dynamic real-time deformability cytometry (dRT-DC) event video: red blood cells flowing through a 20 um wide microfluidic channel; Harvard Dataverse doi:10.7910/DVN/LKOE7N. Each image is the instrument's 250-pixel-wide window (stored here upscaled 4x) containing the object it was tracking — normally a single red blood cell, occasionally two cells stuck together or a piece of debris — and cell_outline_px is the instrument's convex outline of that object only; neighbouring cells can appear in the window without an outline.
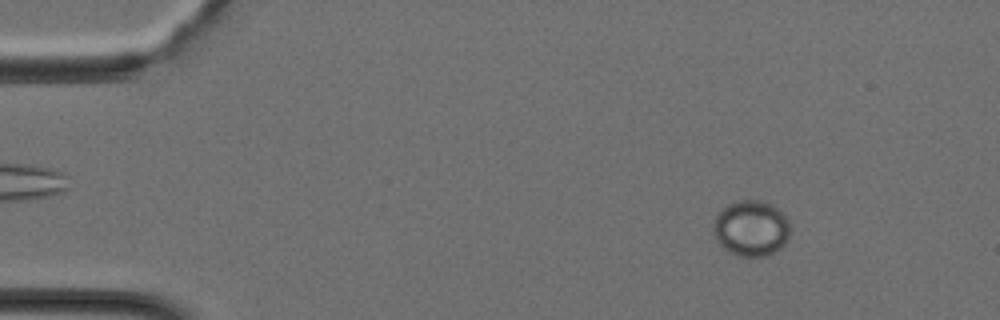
{"species": "Egyptian fruit bat (a non-hibernating species)", "species_latin": "Rousettus aegyptiacus", "temperature_condition": "cold", "stored_images_in_passage": 38, "camera_frame_rate_fps": 3000, "um_per_image_px": 0.085, "animal": {"sex": "female"}, "frame": {"image": 1, "passage_image": 5, "time_ms": 1.333, "image_size_px": [1000, 320], "cell_outline_px": [[788, 240], [780, 248], [768, 256], [736, 256], [728, 252], [716, 240], [712, 228], [712, 224], [716, 216], [728, 204], [736, 200], [760, 200], [772, 204], [784, 212], [788, 220]], "centroid_in_image_um": [63.84, 19.4], "position_along_channel_um": 21.2, "area_um2": 25.2}}
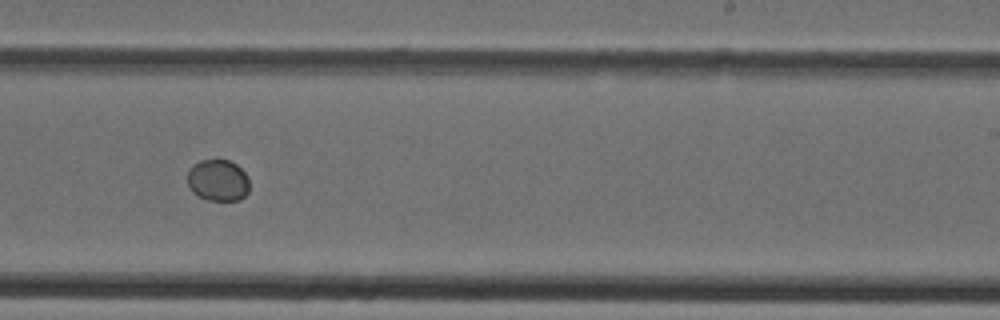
{"frame": {"image": 2, "passage_image": 24, "time_ms": 7.667, "image_size_px": [1000, 320], "cell_outline_px": [[248, 192], [240, 200], [208, 200], [192, 192], [188, 184], [188, 172], [200, 160], [228, 160], [236, 164], [248, 176]], "centroid_in_image_um": [18.55, 15.34], "position_along_channel_um": 270.5, "area_um2": 14.8}}
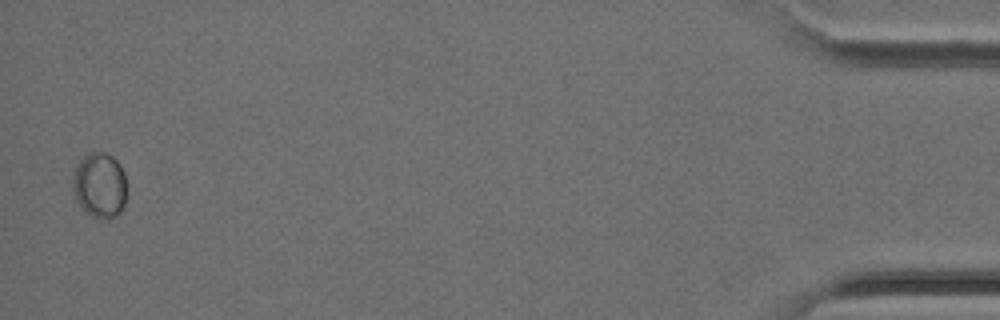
{"frame": {"image": 3, "passage_image": 38, "time_ms": 12.333, "image_size_px": [1000, 320], "cell_outline_px": [[124, 204], [120, 212], [116, 216], [104, 220], [100, 220], [92, 216], [76, 200], [72, 176], [80, 160], [88, 152], [104, 152], [112, 156], [120, 164], [124, 172]], "centroid_in_image_um": [8.47, 15.73], "position_along_channel_um": 426.7, "area_um2": 20.23}}